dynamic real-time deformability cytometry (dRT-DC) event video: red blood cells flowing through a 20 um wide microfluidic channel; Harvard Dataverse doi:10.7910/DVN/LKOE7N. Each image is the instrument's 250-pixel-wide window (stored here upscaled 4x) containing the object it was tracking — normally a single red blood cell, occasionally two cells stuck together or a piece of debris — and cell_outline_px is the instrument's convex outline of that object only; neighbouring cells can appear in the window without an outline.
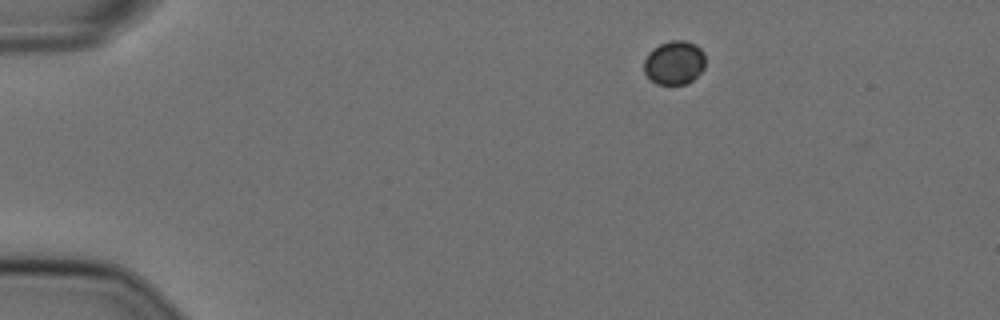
{"species": "Egyptian fruit bat (a non-hibernating species)", "species_latin": "Rousettus aegyptiacus", "temperature_condition": "cold", "stored_images_in_passage": 48, "camera_frame_rate_fps": 3000, "um_per_image_px": 0.085, "animal": {"sex": "female"}, "frame": {"image": 1, "passage_image": 1, "time_ms": 0.0, "image_size_px": [1000, 320], "cell_outline_px": [[704, 68], [688, 84], [656, 84], [644, 72], [644, 60], [648, 52], [652, 48], [660, 44], [672, 40], [684, 40], [696, 44], [704, 52]], "centroid_in_image_um": [57.31, 5.32], "position_along_channel_um": 27.7, "area_um2": 15.72}}
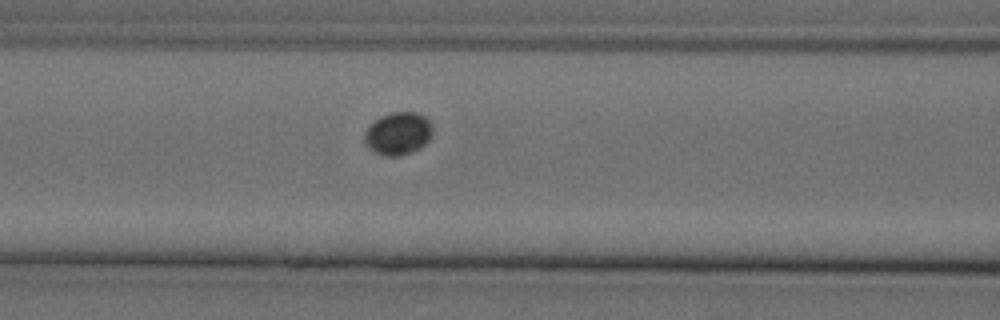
{"frame": {"image": 2, "passage_image": 16, "time_ms": 5.0, "image_size_px": [1000, 320], "cell_outline_px": [[432, 132], [428, 140], [420, 148], [412, 152], [400, 156], [384, 156], [368, 148], [364, 144], [364, 132], [380, 116], [392, 112], [416, 112], [424, 116], [432, 124]], "centroid_in_image_um": [33.83, 11.36], "position_along_channel_um": 132.8, "area_um2": 16.94}}
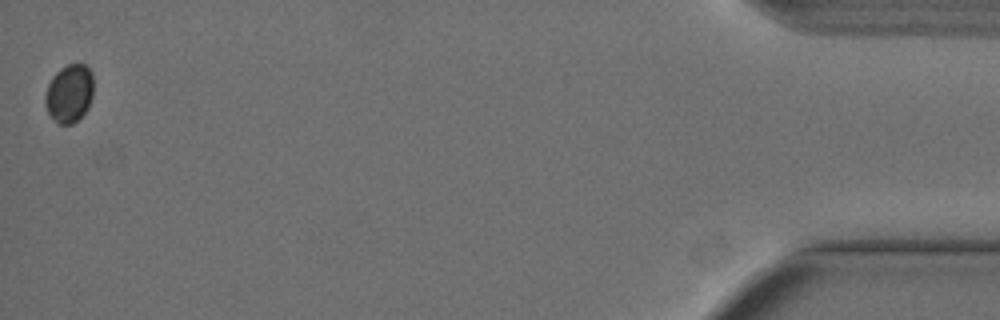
{"frame": {"image": 3, "passage_image": 48, "time_ms": 15.667, "image_size_px": [1000, 320], "cell_outline_px": [[92, 96], [88, 108], [72, 124], [60, 124], [48, 112], [44, 104], [44, 96], [48, 84], [52, 76], [60, 68], [68, 64], [84, 64], [92, 72]], "centroid_in_image_um": [5.87, 7.92], "position_along_channel_um": 429.3, "area_um2": 16.24}}